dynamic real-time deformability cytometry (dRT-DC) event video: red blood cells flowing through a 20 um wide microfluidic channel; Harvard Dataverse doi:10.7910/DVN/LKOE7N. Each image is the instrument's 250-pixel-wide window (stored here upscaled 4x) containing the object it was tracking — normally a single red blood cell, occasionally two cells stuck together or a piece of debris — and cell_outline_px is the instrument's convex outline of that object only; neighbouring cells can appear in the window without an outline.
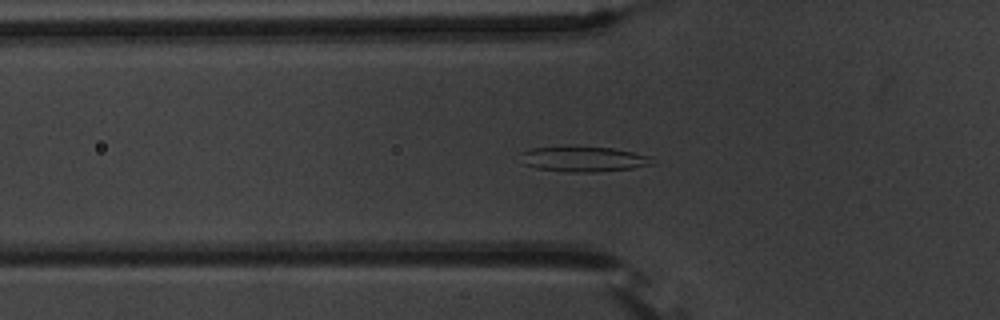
{"species": "common noctule bat (a hibernating species)", "species_latin": "Nyctalus noctula", "temperature_condition": "warm", "stored_images_in_passage": 56, "camera_frame_rate_fps": 3000, "um_per_image_px": 0.085, "animal": {"sex": "male", "body_mass_g": 20.1, "forearm_length_mm": 53.5}, "frame": {"image": 1, "passage_image": 20, "time_ms": 6.333, "image_size_px": [1000, 320], "cell_outline_px": [[652, 164], [632, 168], [596, 172], [568, 172], [536, 168], [524, 164], [520, 152], [532, 148], [564, 144], [612, 148], [652, 156]], "centroid_in_image_um": [49.54, 13.48], "position_along_channel_um": 76.3, "area_um2": 19.94}}
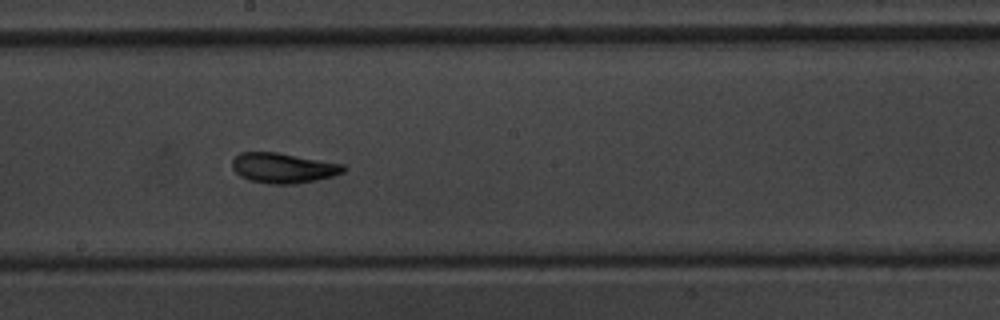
{"frame": {"image": 2, "passage_image": 32, "time_ms": 10.333, "image_size_px": [1000, 320], "cell_outline_px": [[348, 168], [344, 172], [332, 176], [316, 180], [292, 184], [268, 184], [248, 180], [240, 176], [232, 168], [232, 160], [240, 152], [276, 152], [344, 164]], "centroid_in_image_um": [24.07, 14.28], "position_along_channel_um": 224.1, "area_um2": 19.59}}
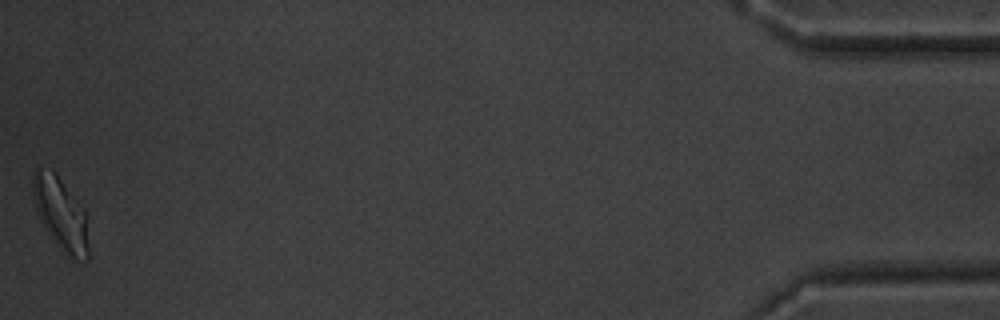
{"frame": {"image": 3, "passage_image": 56, "time_ms": 18.333, "image_size_px": [1000, 320], "cell_outline_px": [[88, 260], [72, 260], [60, 252], [44, 228], [36, 212], [32, 200], [32, 172], [36, 168], [40, 168], [56, 172], [84, 212], [88, 248]], "centroid_in_image_um": [5.09, 18.21], "position_along_channel_um": 430.1, "area_um2": 23.76}, "authors_computed_cell_mechanics": {"area_um2": 19.652, "velocity_mm_per_s": 3.6869, "shape_relaxation_time_tau1_ms": 3.9863, "shape_relaxation_time_tau2_ms": 2.3432, "deformation_change_tau1": 0.1503, "deformation_change_tau2": 0.0853}}